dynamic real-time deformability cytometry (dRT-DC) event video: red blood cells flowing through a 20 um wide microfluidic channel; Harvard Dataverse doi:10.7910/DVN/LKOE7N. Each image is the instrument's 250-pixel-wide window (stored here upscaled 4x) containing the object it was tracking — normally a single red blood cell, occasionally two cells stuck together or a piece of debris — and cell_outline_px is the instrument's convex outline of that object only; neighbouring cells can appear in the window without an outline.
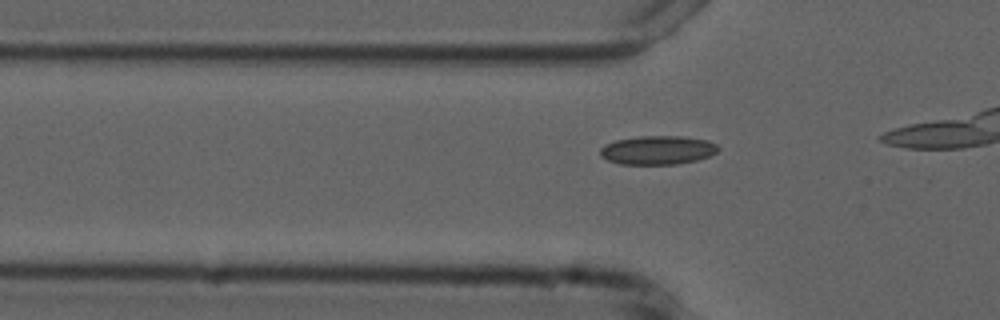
{"species": "common noctule bat (a hibernating species)", "species_latin": "Nyctalus noctula", "temperature_condition": "cold", "stored_images_in_passage": 11, "camera_frame_rate_fps": 3000, "um_per_image_px": 0.085, "animal": {"sex": "male", "forearm_length_mm": 52.5}, "frame": {"image": 1, "passage_image": 8, "time_ms": 2.333, "image_size_px": [1000, 320], "cell_outline_px": [[720, 148], [716, 152], [708, 156], [696, 160], [676, 164], [620, 164], [608, 160], [600, 156], [600, 148], [604, 144], [616, 140], [640, 136], [680, 136], [708, 140], [716, 144]], "centroid_in_image_um": [55.88, 12.75], "position_along_channel_um": 69.9, "area_um2": 19.77}}